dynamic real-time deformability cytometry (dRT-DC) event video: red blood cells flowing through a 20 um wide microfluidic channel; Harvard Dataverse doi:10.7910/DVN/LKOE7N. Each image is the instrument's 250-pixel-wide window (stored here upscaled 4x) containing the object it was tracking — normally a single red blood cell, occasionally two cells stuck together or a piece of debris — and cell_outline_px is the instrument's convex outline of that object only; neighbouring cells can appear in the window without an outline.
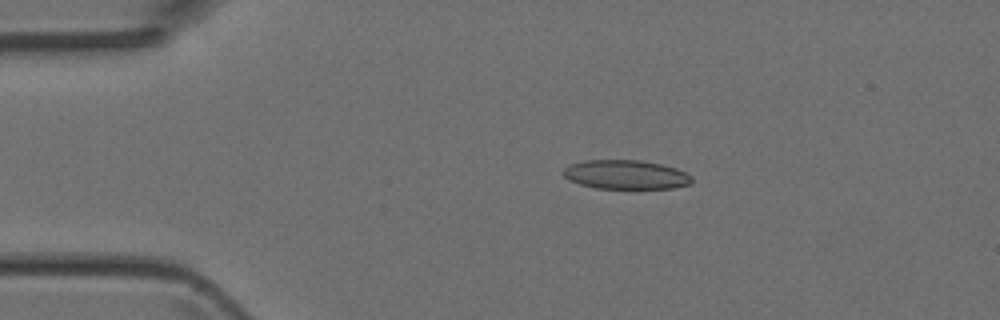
{"species": "Egyptian fruit bat (a non-hibernating species)", "species_latin": "Rousettus aegyptiacus", "temperature_condition": "room temperature", "stored_images_in_passage": 2, "camera_frame_rate_fps": 3000, "um_per_image_px": 0.085, "animal": {"sex": "female"}, "frame": {"image": 1, "passage_image": 1, "time_ms": 0.0, "image_size_px": [1000, 320], "cell_outline_px": [[692, 184], [672, 188], [596, 188], [580, 184], [568, 180], [560, 172], [564, 168], [572, 164], [584, 160], [640, 160], [660, 164], [676, 168], [692, 176]], "centroid_in_image_um": [53.18, 14.84], "position_along_channel_um": 31.8, "area_um2": 21.79}}